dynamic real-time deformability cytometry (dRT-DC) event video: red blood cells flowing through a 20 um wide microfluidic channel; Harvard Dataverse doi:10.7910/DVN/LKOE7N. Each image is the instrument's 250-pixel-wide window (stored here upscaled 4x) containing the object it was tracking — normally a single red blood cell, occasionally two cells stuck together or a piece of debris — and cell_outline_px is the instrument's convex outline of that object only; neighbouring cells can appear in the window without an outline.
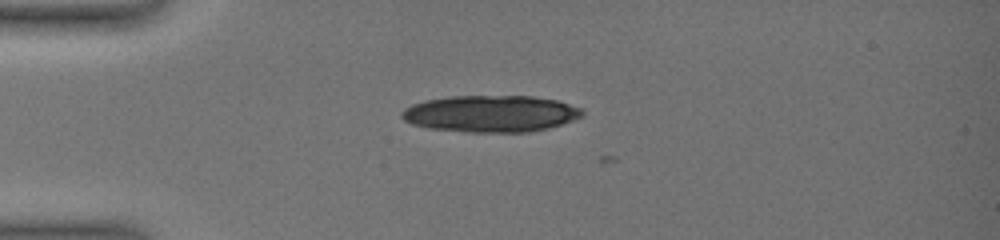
{"species": "common noctule bat (a hibernating species)", "species_latin": "Nyctalus noctula", "temperature_condition": "warm", "stored_images_in_passage": 4, "camera_frame_rate_fps": 3000, "um_per_image_px": 0.085, "animal": {"sex": "female", "body_mass_g": 19.0, "forearm_length_mm": 51.5}, "frame": {"image": 1, "passage_image": 2, "time_ms": 0.333, "image_size_px": [1000, 240], "cell_outline_px": [[584, 116], [548, 128], [528, 132], [468, 132], [428, 128], [412, 124], [404, 120], [400, 116], [400, 112], [404, 108], [412, 104], [424, 100], [448, 96], [532, 96], [556, 100], [584, 108]], "centroid_in_image_um": [41.7, 9.66], "position_along_channel_um": 43.3, "area_um2": 38.9}}